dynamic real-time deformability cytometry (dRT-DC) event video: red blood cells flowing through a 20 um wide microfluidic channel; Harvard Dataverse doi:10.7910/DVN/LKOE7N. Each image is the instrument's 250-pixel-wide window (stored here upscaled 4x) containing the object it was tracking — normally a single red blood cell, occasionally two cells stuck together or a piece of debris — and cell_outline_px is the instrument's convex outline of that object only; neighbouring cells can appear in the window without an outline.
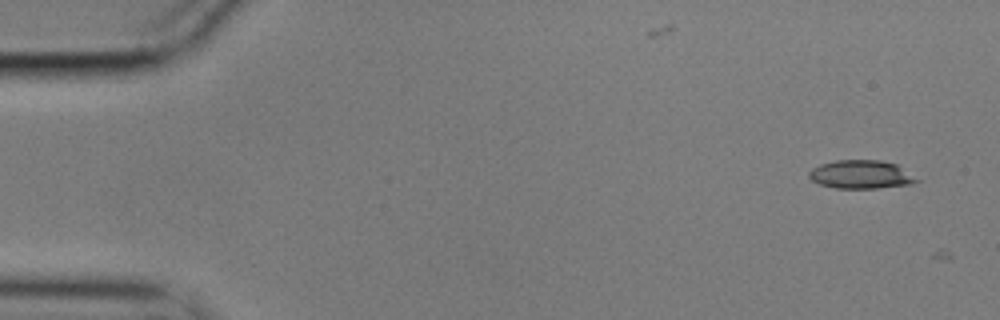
{"species": "common noctule bat (a hibernating species)", "species_latin": "Nyctalus noctula", "temperature_condition": "cold", "stored_images_in_passage": 2, "camera_frame_rate_fps": 3000, "um_per_image_px": 0.085, "animal": {"sex": "male", "body_mass_g": 17.9}, "frame": {"image": 1, "passage_image": 1, "time_ms": 0.0, "image_size_px": [1000, 320], "cell_outline_px": [[920, 180], [908, 184], [876, 188], [836, 188], [820, 184], [812, 180], [808, 176], [808, 172], [812, 168], [820, 164], [836, 160], [880, 160], [896, 164]], "centroid_in_image_um": [73.14, 14.82], "position_along_channel_um": 11.9, "area_um2": 17.63}}